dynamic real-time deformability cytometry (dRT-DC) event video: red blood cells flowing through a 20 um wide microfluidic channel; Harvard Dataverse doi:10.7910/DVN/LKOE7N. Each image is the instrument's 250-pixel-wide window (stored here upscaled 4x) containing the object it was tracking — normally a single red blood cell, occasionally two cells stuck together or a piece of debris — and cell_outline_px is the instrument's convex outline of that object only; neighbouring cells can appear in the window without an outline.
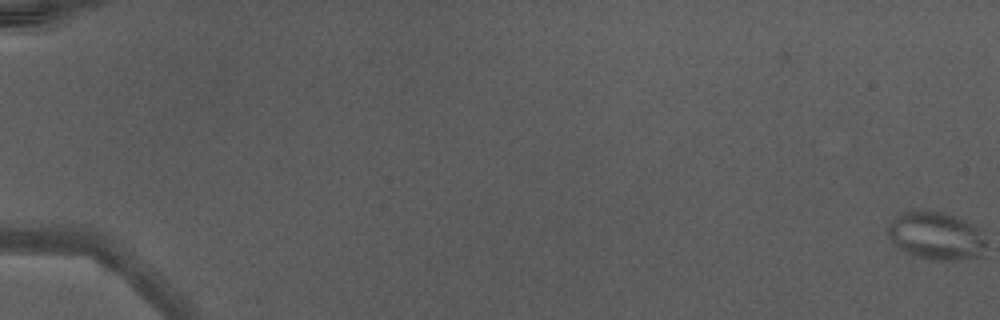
{"species": "Egyptian fruit bat (a non-hibernating species)", "species_latin": "Rousettus aegyptiacus", "temperature_condition": "warm", "stored_images_in_passage": 1, "camera_frame_rate_fps": 3000, "um_per_image_px": 0.085, "animal": {"sex": "male"}, "frame": {"image": 1, "passage_image": 1, "time_ms": 0.0, "image_size_px": [1000, 320], "cell_outline_px": [[984, 244], [980, 256], [956, 260], [932, 260], [904, 252], [888, 236], [884, 228], [888, 220], [900, 212], [940, 212], [964, 220], [972, 224], [980, 232], [984, 240]], "centroid_in_image_um": [79.47, 20.05], "position_along_channel_um": 5.5, "area_um2": 26.99}}